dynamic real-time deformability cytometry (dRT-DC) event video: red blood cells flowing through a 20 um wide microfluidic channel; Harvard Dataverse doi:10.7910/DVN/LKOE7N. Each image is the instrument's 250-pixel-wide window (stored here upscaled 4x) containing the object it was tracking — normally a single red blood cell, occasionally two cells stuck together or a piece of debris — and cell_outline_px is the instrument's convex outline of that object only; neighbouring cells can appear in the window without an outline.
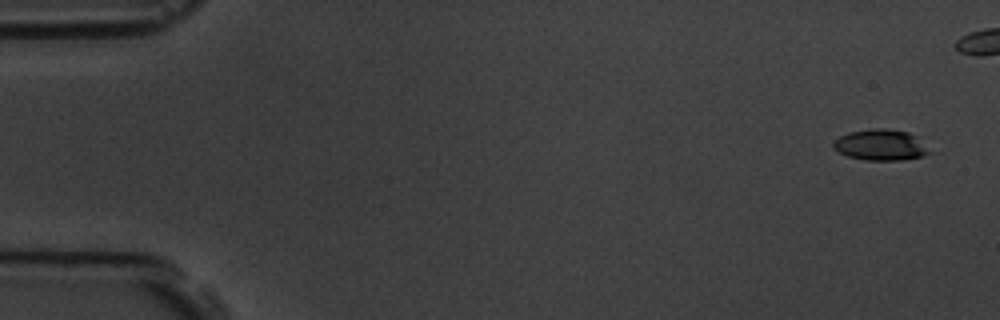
{"species": "common noctule bat (a hibernating species)", "species_latin": "Nyctalus noctula", "temperature_condition": "room temperature", "stored_images_in_passage": 8, "camera_frame_rate_fps": 3000, "um_per_image_px": 0.085, "animal": {"sex": "male", "body_mass_g": 19.5, "forearm_length_mm": 54.6}, "frame": {"image": 1, "passage_image": 1, "time_ms": 0.0, "image_size_px": [1000, 320], "cell_outline_px": [[932, 152], [920, 156], [900, 160], [864, 160], [848, 156], [832, 148], [832, 144], [840, 136], [848, 132], [872, 128], [884, 128], [908, 132], [916, 136]], "centroid_in_image_um": [74.83, 12.31], "position_along_channel_um": 10.2, "area_um2": 17.22}}